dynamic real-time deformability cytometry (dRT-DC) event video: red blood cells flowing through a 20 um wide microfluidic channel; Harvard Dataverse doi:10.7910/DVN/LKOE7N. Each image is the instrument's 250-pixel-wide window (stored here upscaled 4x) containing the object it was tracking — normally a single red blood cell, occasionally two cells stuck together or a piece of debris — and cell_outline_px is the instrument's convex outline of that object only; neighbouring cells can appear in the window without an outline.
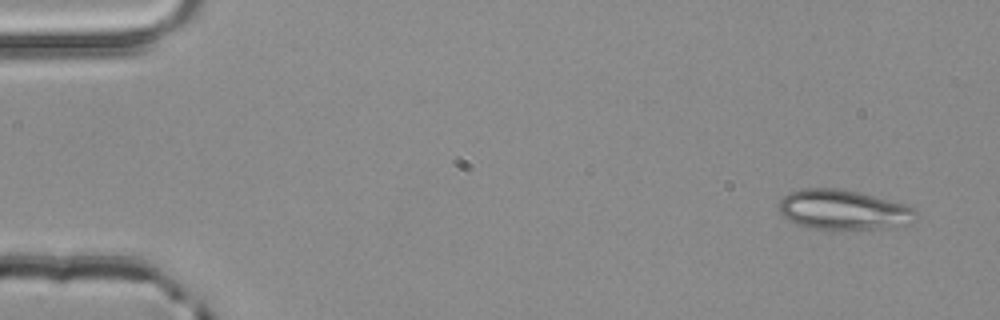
{"species": "common noctule bat (a hibernating species)", "species_latin": "Nyctalus noctula", "temperature_condition": "room temperature", "stored_images_in_passage": 4, "camera_frame_rate_fps": 3000, "um_per_image_px": 0.085, "animal": {"sex": "male", "body_mass_g": 20.4}, "frame": {"image": 1, "passage_image": 1, "time_ms": 0.0, "image_size_px": [1000, 320], "cell_outline_px": [[916, 212], [912, 224], [896, 228], [812, 228], [796, 224], [780, 216], [780, 200], [788, 192], [804, 188], [840, 188], [908, 204], [916, 208]], "centroid_in_image_um": [71.72, 17.82], "position_along_channel_um": 13.3, "area_um2": 31.96}}